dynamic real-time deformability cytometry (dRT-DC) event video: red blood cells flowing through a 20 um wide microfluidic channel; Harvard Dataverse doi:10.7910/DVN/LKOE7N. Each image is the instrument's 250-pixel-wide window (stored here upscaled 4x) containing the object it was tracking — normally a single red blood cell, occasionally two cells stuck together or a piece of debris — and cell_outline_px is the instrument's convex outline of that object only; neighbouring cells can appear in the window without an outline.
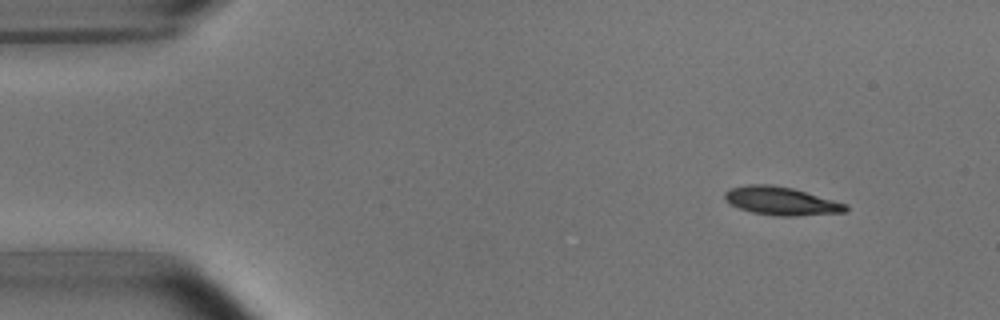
{"species": "common noctule bat (a hibernating species)", "species_latin": "Nyctalus noctula", "temperature_condition": "room temperature", "stored_images_in_passage": 8, "camera_frame_rate_fps": 3000, "um_per_image_px": 0.085, "animal": {"sex": "male", "body_mass_g": 15.6}, "frame": {"image": 1, "passage_image": 2, "time_ms": 1.0, "image_size_px": [1000, 320], "cell_outline_px": [[848, 212], [796, 216], [776, 216], [752, 212], [740, 208], [724, 200], [724, 192], [732, 188], [748, 184], [772, 184], [792, 188], [848, 204]], "centroid_in_image_um": [66.42, 17.09], "position_along_channel_um": 18.6, "area_um2": 19.94}}
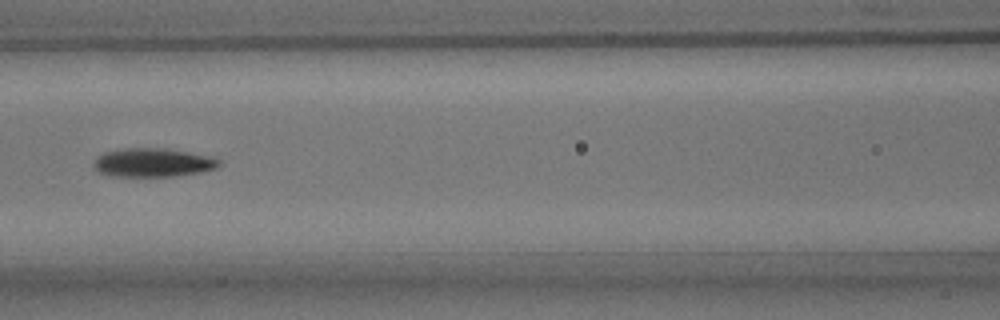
{"frame": {"image": 2, "passage_image": 7, "time_ms": 7.0, "image_size_px": [1000, 320], "cell_outline_px": [[224, 164], [216, 168], [200, 172], [176, 176], [112, 176], [100, 172], [92, 168], [92, 164], [96, 156], [104, 152], [128, 148], [168, 148], [212, 156], [220, 160]], "centroid_in_image_um": [13.02, 13.81], "position_along_channel_um": 153.6, "area_um2": 21.27}}
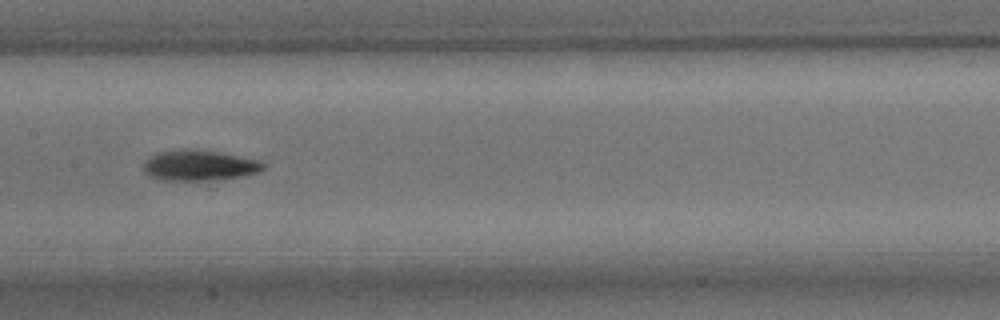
{"frame": {"image": 3, "passage_image": 8, "time_ms": 8.0, "image_size_px": [1000, 320], "cell_outline_px": [[268, 164], [260, 172], [244, 176], [220, 180], [160, 180], [148, 176], [144, 172], [144, 160], [148, 156], [156, 152], [180, 148], [184, 148], [220, 152], [264, 160]], "centroid_in_image_um": [16.98, 14.05], "position_along_channel_um": 190.4, "area_um2": 22.14}}